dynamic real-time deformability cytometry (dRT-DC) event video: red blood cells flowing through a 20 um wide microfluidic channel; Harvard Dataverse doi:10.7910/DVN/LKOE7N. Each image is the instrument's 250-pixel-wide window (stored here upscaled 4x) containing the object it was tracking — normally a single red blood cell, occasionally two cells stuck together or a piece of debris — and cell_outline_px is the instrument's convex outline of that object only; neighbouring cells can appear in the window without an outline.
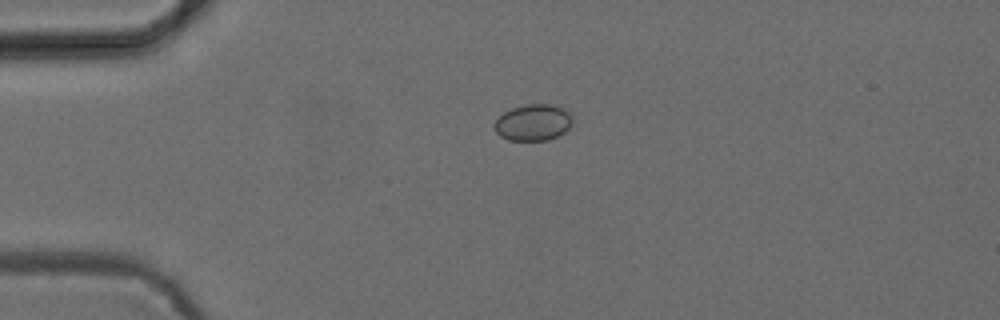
{"species": "common noctule bat (a hibernating species)", "species_latin": "Nyctalus noctula", "temperature_condition": "cold", "stored_images_in_passage": 42, "camera_frame_rate_fps": 3000, "um_per_image_px": 0.085, "animal": {"sex": "female", "body_mass_g": 24.6, "forearm_length_mm": 56.2}, "frame": {"image": 1, "passage_image": 2, "time_ms": 0.333, "image_size_px": [1000, 320], "cell_outline_px": [[576, 116], [572, 124], [564, 132], [548, 140], [508, 140], [500, 136], [496, 132], [492, 124], [504, 112], [512, 108], [528, 104], [552, 104], [564, 108]], "centroid_in_image_um": [45.35, 10.4], "position_along_channel_um": 39.6, "area_um2": 16.82}}
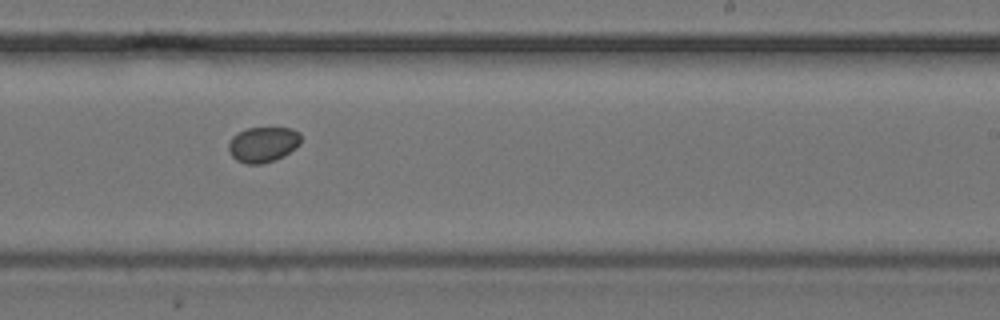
{"frame": {"image": 2, "passage_image": 22, "time_ms": 7.0, "image_size_px": [1000, 320], "cell_outline_px": [[300, 144], [296, 148], [284, 156], [276, 160], [260, 164], [248, 164], [236, 160], [228, 152], [228, 144], [232, 136], [236, 132], [248, 128], [292, 128], [300, 132]], "centroid_in_image_um": [22.35, 12.28], "position_along_channel_um": 266.6, "area_um2": 15.14}}
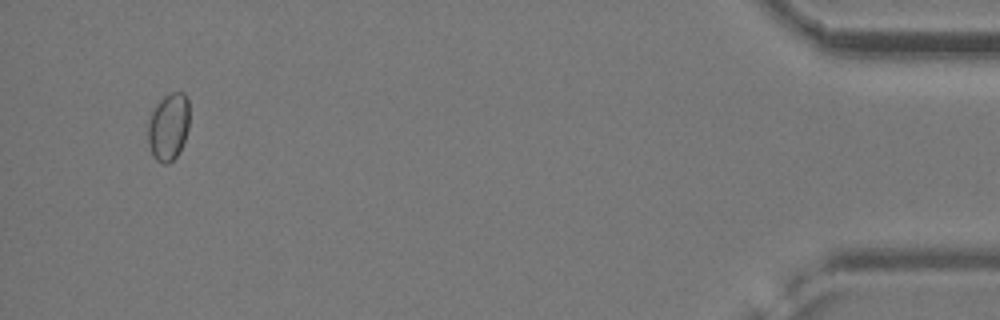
{"frame": {"image": 3, "passage_image": 40, "time_ms": 13.0, "image_size_px": [1000, 320], "cell_outline_px": [[188, 128], [180, 152], [168, 164], [164, 164], [156, 160], [148, 144], [148, 120], [156, 104], [164, 96], [172, 92], [184, 92], [188, 100]], "centroid_in_image_um": [14.31, 10.77], "position_along_channel_um": 420.9, "area_um2": 16.24}}